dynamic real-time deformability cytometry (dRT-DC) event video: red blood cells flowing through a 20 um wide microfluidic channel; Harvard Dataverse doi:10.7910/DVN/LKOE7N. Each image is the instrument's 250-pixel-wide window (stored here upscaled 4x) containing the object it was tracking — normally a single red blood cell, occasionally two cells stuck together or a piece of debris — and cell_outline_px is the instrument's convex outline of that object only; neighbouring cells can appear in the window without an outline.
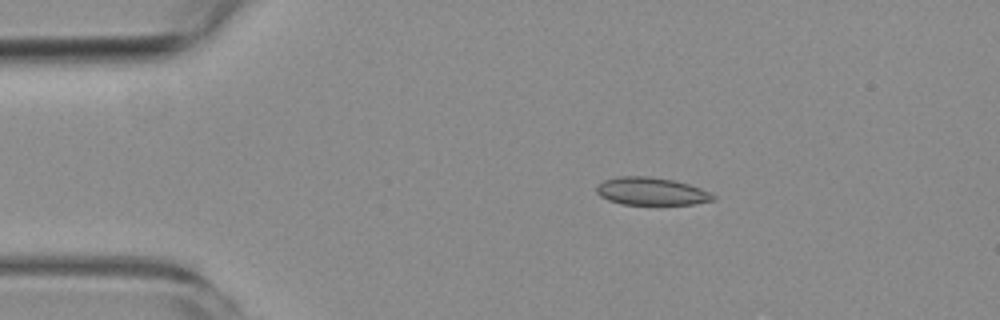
{"species": "common noctule bat (a hibernating species)", "species_latin": "Nyctalus noctula", "temperature_condition": "room temperature", "stored_images_in_passage": 3, "camera_frame_rate_fps": 3000, "um_per_image_px": 0.085, "animal": {"sex": "female", "body_mass_g": 19.3, "forearm_length_mm": 54.1}, "frame": {"image": 1, "passage_image": 2, "time_ms": 1.333, "image_size_px": [1000, 320], "cell_outline_px": [[716, 200], [692, 204], [620, 204], [608, 200], [600, 196], [596, 192], [596, 188], [604, 180], [616, 176], [648, 176], [672, 180], [688, 184], [700, 188], [716, 196]], "centroid_in_image_um": [55.34, 16.26], "position_along_channel_um": 29.7, "area_um2": 18.73}}